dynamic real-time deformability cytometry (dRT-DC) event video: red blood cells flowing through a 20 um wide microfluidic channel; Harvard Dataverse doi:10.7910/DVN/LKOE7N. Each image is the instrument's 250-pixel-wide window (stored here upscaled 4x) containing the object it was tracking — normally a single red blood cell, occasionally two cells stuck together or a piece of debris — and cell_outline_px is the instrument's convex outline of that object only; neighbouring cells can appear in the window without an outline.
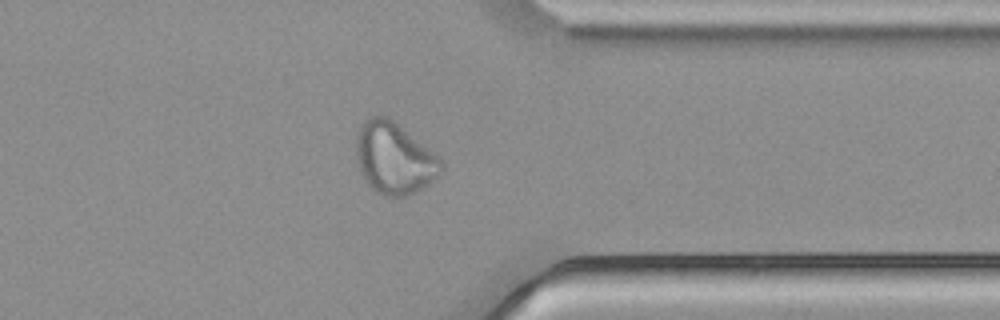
{"species": "common noctule bat (a hibernating species)", "species_latin": "Nyctalus noctula", "temperature_condition": "cold", "stored_images_in_passage": 41, "camera_frame_rate_fps": 3000, "um_per_image_px": 0.085, "animal": {"sex": "male", "body_mass_g": 21.5, "forearm_length_mm": 52.0}, "frame": {"image": 1, "passage_image": 30, "time_ms": 9.667, "image_size_px": [1000, 320], "cell_outline_px": [[444, 168], [440, 176], [416, 192], [408, 196], [384, 196], [376, 192], [368, 184], [360, 172], [356, 156], [356, 132], [364, 120], [368, 116], [388, 116], [436, 152], [444, 164]], "centroid_in_image_um": [33.53, 13.44], "position_along_channel_um": 377.9, "area_um2": 36.13}}